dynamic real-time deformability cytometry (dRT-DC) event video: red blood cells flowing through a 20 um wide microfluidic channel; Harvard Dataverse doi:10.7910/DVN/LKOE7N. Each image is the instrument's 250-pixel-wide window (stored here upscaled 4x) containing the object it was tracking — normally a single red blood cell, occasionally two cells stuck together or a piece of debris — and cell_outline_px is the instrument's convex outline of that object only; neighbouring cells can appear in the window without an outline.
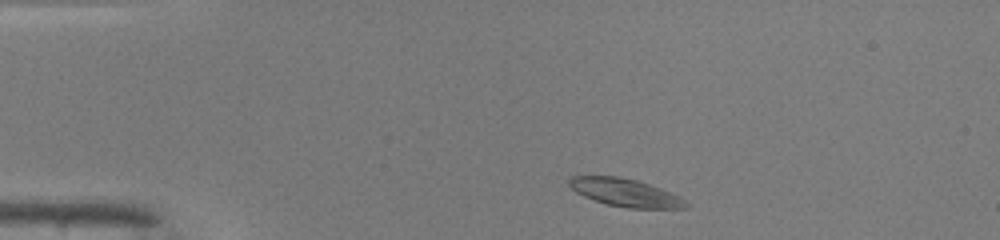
{"species": "common noctule bat (a hibernating species)", "species_latin": "Nyctalus noctula", "temperature_condition": "warm", "stored_images_in_passage": 42, "camera_frame_rate_fps": 3000, "um_per_image_px": 0.085, "animal": {"sex": "male", "body_mass_g": 19.0, "forearm_length_mm": 50.8}, "frame": {"image": 1, "passage_image": 2, "time_ms": 0.333, "image_size_px": [1000, 240], "cell_outline_px": [[688, 208], [628, 208], [604, 204], [584, 196], [576, 192], [568, 184], [568, 176], [620, 176], [636, 180], [660, 188], [680, 196], [688, 204]], "centroid_in_image_um": [53.12, 16.37], "position_along_channel_um": 31.9, "area_um2": 18.96}}
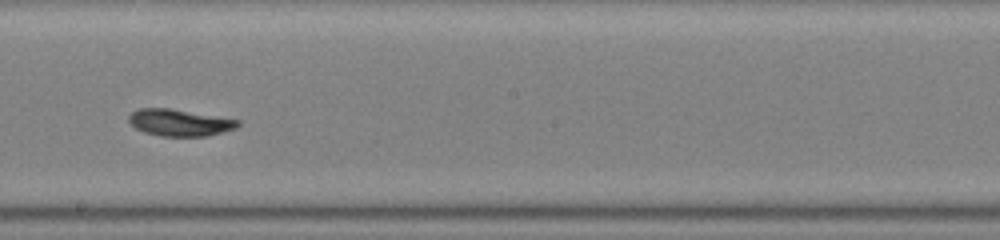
{"frame": {"image": 2, "passage_image": 21, "time_ms": 6.667, "image_size_px": [1000, 240], "cell_outline_px": [[240, 124], [236, 128], [204, 136], [160, 136], [144, 132], [136, 128], [128, 120], [128, 116], [132, 112], [140, 108], [168, 108], [240, 120]], "centroid_in_image_um": [15.24, 10.42], "position_along_channel_um": 233.0, "area_um2": 16.76}}
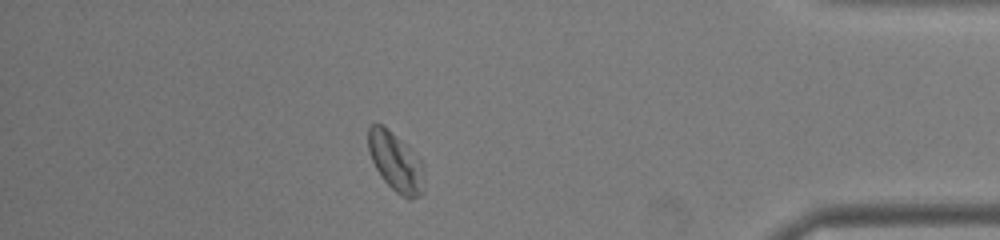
{"frame": {"image": 3, "passage_image": 36, "time_ms": 11.667, "image_size_px": [1000, 240], "cell_outline_px": [[424, 192], [420, 196], [412, 200], [408, 200], [400, 196], [384, 180], [376, 168], [368, 152], [368, 128], [372, 124], [384, 124], [408, 144], [424, 164]], "centroid_in_image_um": [33.67, 13.76], "position_along_channel_um": 401.5, "area_um2": 19.88}, "authors_computed_cell_mechanics": {"area_um2": 17.8024, "velocity_mm_per_s": 4.0693, "shape_relaxation_time_tau1_ms": 0.9153, "shape_relaxation_time_tau2_ms": 3.219, "deformation_change_tau1": 0.1119, "deformation_change_tau2": 0.0869}}